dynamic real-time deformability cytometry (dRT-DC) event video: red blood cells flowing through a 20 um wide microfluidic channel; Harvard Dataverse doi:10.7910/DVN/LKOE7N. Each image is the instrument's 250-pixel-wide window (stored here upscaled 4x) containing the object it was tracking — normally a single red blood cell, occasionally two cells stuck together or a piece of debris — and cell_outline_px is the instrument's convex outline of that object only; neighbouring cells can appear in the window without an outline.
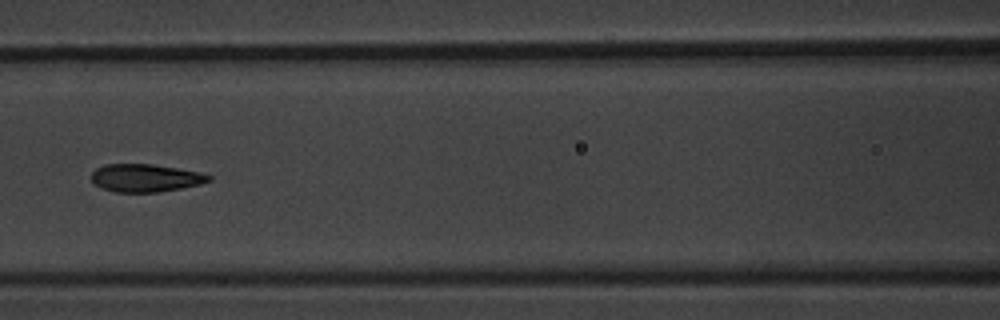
{"species": "common noctule bat (a hibernating species)", "species_latin": "Nyctalus noctula", "temperature_condition": "warm", "stored_images_in_passage": 8, "camera_frame_rate_fps": 3000, "um_per_image_px": 0.085, "animal": {"sex": "male", "body_mass_g": 20.1, "forearm_length_mm": 53.5}, "frame": {"image": 1, "passage_image": 8, "time_ms": 8.333, "image_size_px": [1000, 320], "cell_outline_px": [[212, 180], [200, 184], [160, 192], [116, 192], [100, 188], [92, 184], [88, 176], [96, 168], [104, 164], [152, 164], [176, 168], [196, 172], [212, 176]], "centroid_in_image_um": [12.26, 15.13], "position_along_channel_um": 154.3, "area_um2": 19.19}}